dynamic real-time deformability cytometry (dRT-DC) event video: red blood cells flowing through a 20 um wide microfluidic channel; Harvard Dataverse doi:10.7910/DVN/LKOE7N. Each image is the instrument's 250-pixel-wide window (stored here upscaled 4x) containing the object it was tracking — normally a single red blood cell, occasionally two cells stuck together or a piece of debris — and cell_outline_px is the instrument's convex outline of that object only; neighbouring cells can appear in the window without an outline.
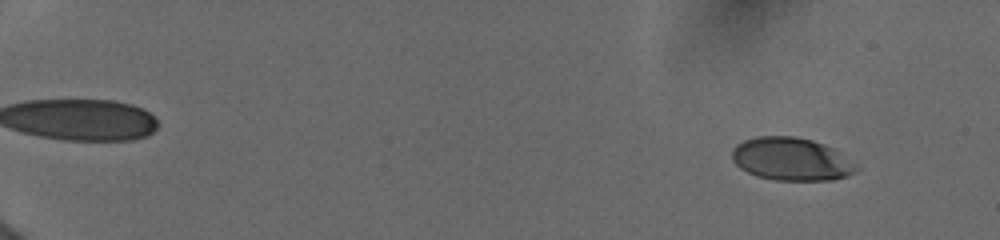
{"species": "human", "species_latin": "Homo sapiens", "temperature_condition": "cold", "stored_images_in_passage": 21, "camera_frame_rate_fps": 3000, "um_per_image_px": 0.085, "donor": {"sex": "female"}, "frame": {"image": 1, "passage_image": 4, "time_ms": 1.333, "image_size_px": [1000, 240], "cell_outline_px": [[856, 172], [848, 176], [832, 180], [776, 180], [756, 176], [740, 168], [732, 160], [732, 148], [736, 144], [744, 140], [756, 136], [796, 136], [812, 140], [824, 144], [832, 148], [856, 164]], "centroid_in_image_um": [67.23, 13.52], "position_along_channel_um": 17.8, "area_um2": 31.1}}
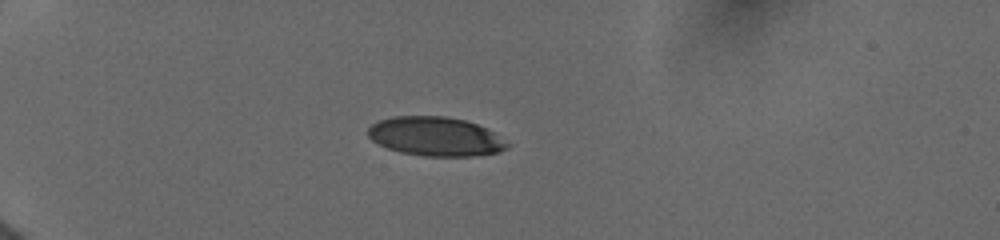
{"frame": {"image": 2, "passage_image": 16, "time_ms": 5.333, "image_size_px": [1000, 240], "cell_outline_px": [[508, 148], [500, 152], [472, 156], [424, 156], [400, 152], [388, 148], [372, 140], [368, 136], [368, 128], [372, 124], [380, 120], [392, 116], [444, 116], [464, 120], [488, 128], [508, 144]], "centroid_in_image_um": [37.01, 11.6], "position_along_channel_um": 48.0, "area_um2": 31.56}}
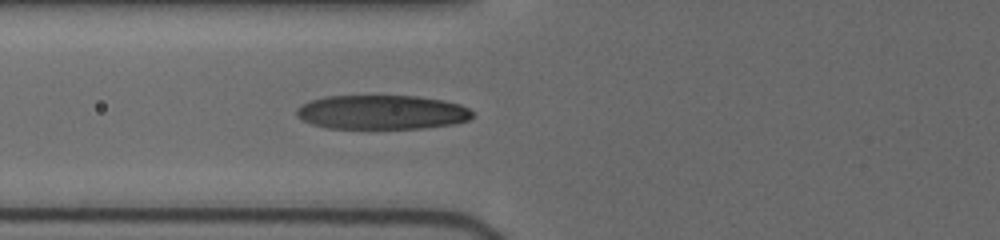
{"frame": {"image": 3, "passage_image": 21, "time_ms": 7.667, "image_size_px": [1000, 240], "cell_outline_px": [[476, 116], [468, 120], [456, 124], [420, 128], [324, 128], [312, 124], [296, 116], [296, 108], [300, 104], [324, 96], [416, 96], [440, 100], [460, 104], [468, 108]], "centroid_in_image_um": [32.45, 9.54], "position_along_channel_um": 93.3, "area_um2": 35.2}}